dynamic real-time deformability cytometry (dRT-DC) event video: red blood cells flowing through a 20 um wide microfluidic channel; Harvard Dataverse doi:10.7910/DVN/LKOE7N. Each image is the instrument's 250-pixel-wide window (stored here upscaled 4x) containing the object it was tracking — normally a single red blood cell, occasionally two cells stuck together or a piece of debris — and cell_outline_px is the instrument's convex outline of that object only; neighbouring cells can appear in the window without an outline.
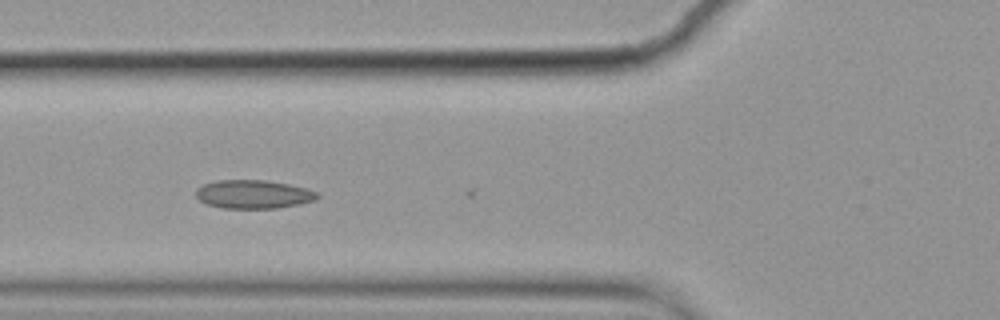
{"species": "common noctule bat (a hibernating species)", "species_latin": "Nyctalus noctula", "temperature_condition": "cold", "stored_images_in_passage": 8, "camera_frame_rate_fps": 3000, "um_per_image_px": 0.085, "animal": {"sex": "female", "body_mass_g": 19.9}, "frame": {"image": 1, "passage_image": 7, "time_ms": 2.0, "image_size_px": [1000, 320], "cell_outline_px": [[320, 196], [316, 200], [276, 208], [224, 208], [208, 204], [200, 200], [196, 196], [196, 188], [204, 184], [216, 180], [264, 180], [288, 184], [304, 188], [316, 192]], "centroid_in_image_um": [21.51, 16.5], "position_along_channel_um": 104.3, "area_um2": 19.94}}
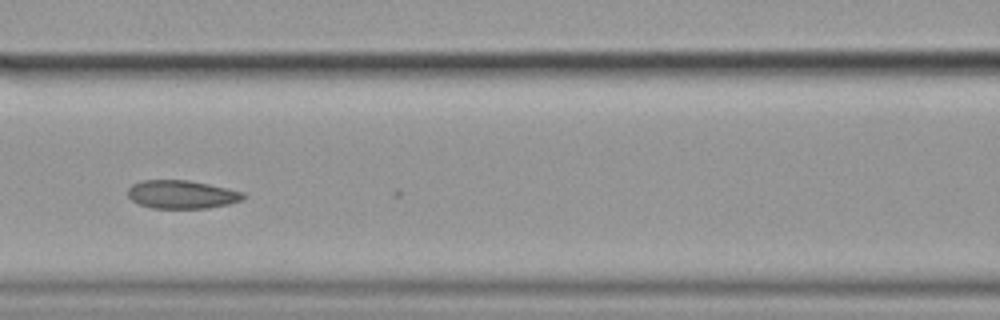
{"frame": {"image": 2, "passage_image": 8, "time_ms": 2.333, "image_size_px": [1000, 320], "cell_outline_px": [[244, 200], [228, 204], [208, 208], [152, 208], [140, 204], [132, 200], [128, 196], [128, 188], [132, 184], [140, 180], [188, 180], [228, 188], [244, 192]], "centroid_in_image_um": [15.45, 16.52], "position_along_channel_um": 151.1, "area_um2": 19.07}}